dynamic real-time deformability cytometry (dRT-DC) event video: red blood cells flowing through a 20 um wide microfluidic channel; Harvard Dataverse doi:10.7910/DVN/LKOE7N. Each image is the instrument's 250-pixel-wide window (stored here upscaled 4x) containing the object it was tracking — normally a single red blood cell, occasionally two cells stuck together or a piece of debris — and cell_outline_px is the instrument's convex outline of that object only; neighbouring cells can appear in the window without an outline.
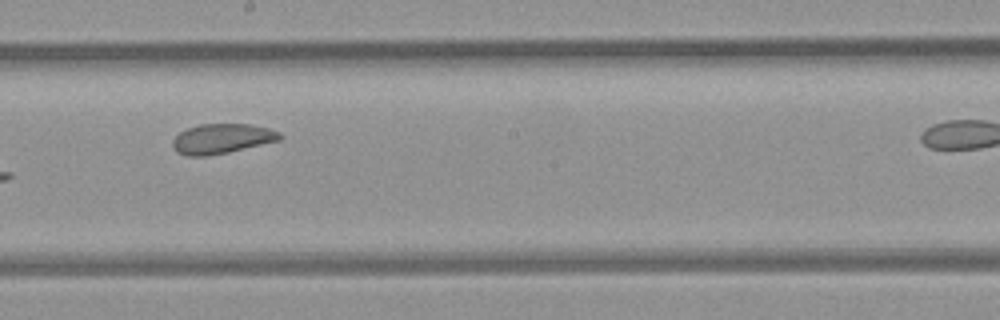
{"species": "common noctule bat (a hibernating species)", "species_latin": "Nyctalus noctula", "temperature_condition": "room temperature", "stored_images_in_passage": 11, "camera_frame_rate_fps": 3000, "um_per_image_px": 0.085, "animal": {"sex": "female", "body_mass_g": 21.9}, "frame": {"image": 1, "passage_image": 8, "time_ms": 8.667, "image_size_px": [1000, 320], "cell_outline_px": [[284, 136], [280, 140], [228, 152], [208, 156], [188, 156], [176, 152], [172, 144], [172, 140], [180, 132], [188, 128], [200, 124], [248, 124], [268, 128], [280, 132]], "centroid_in_image_um": [18.86, 11.79], "position_along_channel_um": 229.3, "area_um2": 18.61}}
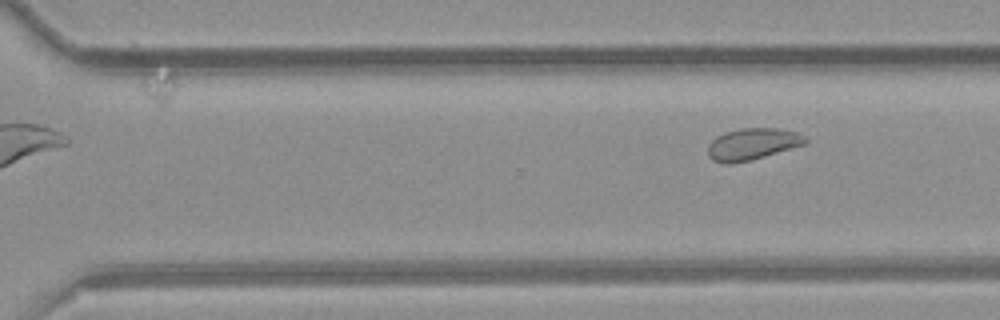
{"frame": {"image": 2, "passage_image": 11, "time_ms": 12.333, "image_size_px": [1000, 320], "cell_outline_px": [[808, 140], [804, 144], [752, 160], [712, 160], [708, 156], [708, 144], [716, 136], [724, 132], [744, 128], [780, 128], [796, 132], [804, 136]], "centroid_in_image_um": [63.98, 12.19], "position_along_channel_um": 306.6, "area_um2": 17.34}}